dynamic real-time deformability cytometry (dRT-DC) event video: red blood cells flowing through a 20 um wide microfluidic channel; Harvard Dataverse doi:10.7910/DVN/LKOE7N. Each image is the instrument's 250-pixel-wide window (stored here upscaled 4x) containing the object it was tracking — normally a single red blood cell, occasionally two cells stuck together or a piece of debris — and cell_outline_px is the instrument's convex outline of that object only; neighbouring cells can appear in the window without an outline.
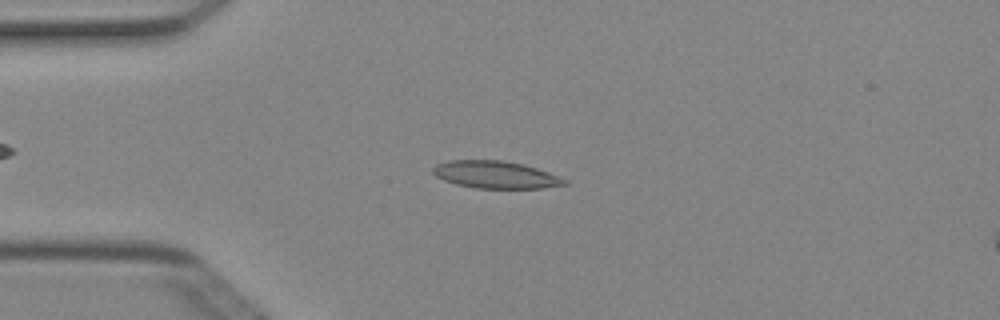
{"species": "Egyptian fruit bat (a non-hibernating species)", "species_latin": "Rousettus aegyptiacus", "temperature_condition": "cold", "stored_images_in_passage": 49, "camera_frame_rate_fps": 3000, "um_per_image_px": 0.085, "animal": {"sex": "female"}, "frame": {"image": 1, "passage_image": 11, "time_ms": 3.333, "image_size_px": [1000, 320], "cell_outline_px": [[568, 184], [544, 188], [476, 188], [456, 184], [444, 180], [436, 176], [432, 172], [432, 168], [436, 164], [448, 160], [500, 160], [524, 164], [548, 172], [568, 180]], "centroid_in_image_um": [42.12, 14.85], "position_along_channel_um": 42.9, "area_um2": 20.98}}
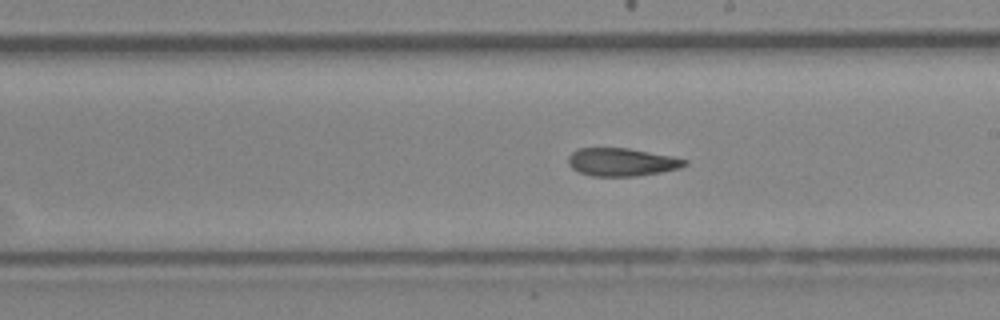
{"frame": {"image": 2, "passage_image": 27, "time_ms": 8.667, "image_size_px": [1000, 320], "cell_outline_px": [[688, 164], [680, 168], [660, 172], [636, 176], [592, 176], [580, 172], [572, 168], [568, 164], [568, 156], [576, 148], [628, 148], [672, 156], [688, 160]], "centroid_in_image_um": [52.84, 13.77], "position_along_channel_um": 236.2, "area_um2": 19.02}}
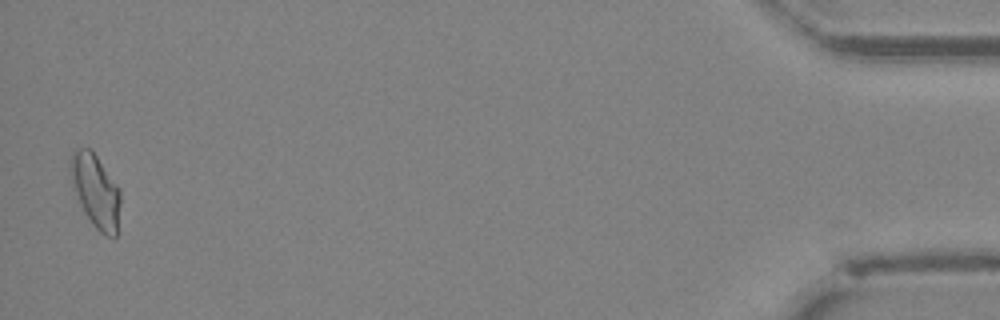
{"frame": {"image": 3, "passage_image": 48, "time_ms": 15.667, "image_size_px": [1000, 320], "cell_outline_px": [[120, 204], [116, 236], [104, 236], [92, 224], [84, 212], [76, 192], [68, 168], [72, 152], [76, 148], [88, 148], [96, 156], [120, 188]], "centroid_in_image_um": [8.13, 16.22], "position_along_channel_um": 427.1, "area_um2": 21.04}, "authors_computed_cell_mechanics": {"area_um2": 20.0566, "velocity_mm_per_s": 4.0222, "shape_relaxation_time_tau1_ms": null, "shape_relaxation_time_tau2_ms": 4.5575, "deformation_change_tau1": null, "deformation_change_tau2": 0.1103}}